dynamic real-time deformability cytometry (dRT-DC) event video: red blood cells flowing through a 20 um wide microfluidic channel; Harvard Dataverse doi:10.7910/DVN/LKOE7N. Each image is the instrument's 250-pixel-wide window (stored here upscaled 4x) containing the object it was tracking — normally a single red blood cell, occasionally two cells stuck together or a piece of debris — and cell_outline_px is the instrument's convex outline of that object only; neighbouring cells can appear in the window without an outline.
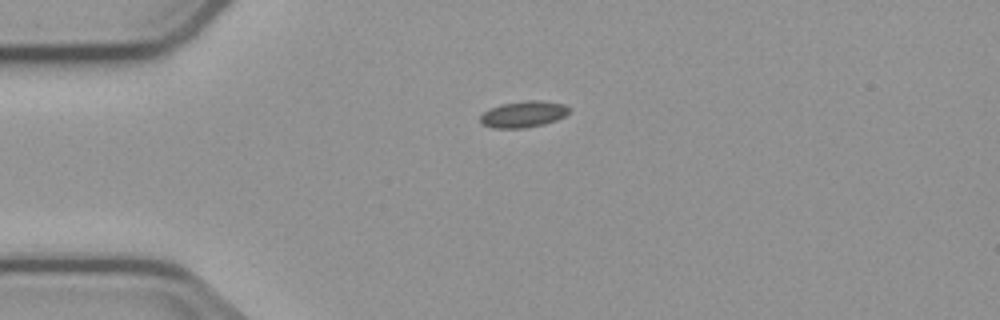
{"species": "common noctule bat (a hibernating species)", "species_latin": "Nyctalus noctula", "temperature_condition": "cold", "stored_images_in_passage": 2, "camera_frame_rate_fps": 3000, "um_per_image_px": 0.085, "animal": {"sex": "male", "body_mass_g": 23.1, "forearm_length_mm": 52.7}, "frame": {"image": 1, "passage_image": 1, "time_ms": 0.0, "image_size_px": [1000, 320], "cell_outline_px": [[568, 112], [564, 116], [556, 120], [544, 124], [524, 128], [492, 128], [484, 124], [480, 120], [480, 116], [484, 112], [500, 104], [524, 100], [540, 100], [564, 104], [568, 108]], "centroid_in_image_um": [44.48, 9.7], "position_along_channel_um": 40.5, "area_um2": 13.53}}